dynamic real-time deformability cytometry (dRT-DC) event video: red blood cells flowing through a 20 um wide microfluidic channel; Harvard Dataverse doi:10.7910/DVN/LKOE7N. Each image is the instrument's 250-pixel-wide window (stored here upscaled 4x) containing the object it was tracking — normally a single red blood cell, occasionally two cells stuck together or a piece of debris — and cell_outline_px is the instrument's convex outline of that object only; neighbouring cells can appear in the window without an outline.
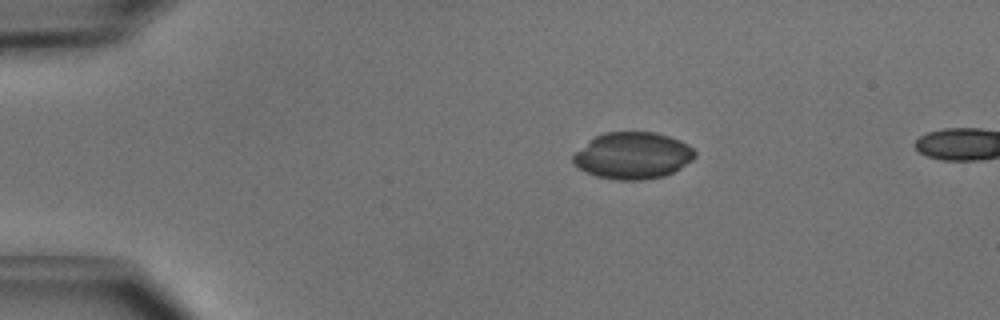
{"species": "common noctule bat (a hibernating species)", "species_latin": "Nyctalus noctula", "temperature_condition": "cold", "stored_images_in_passage": 3, "camera_frame_rate_fps": 3000, "um_per_image_px": 0.085, "animal": {"sex": "male", "body_mass_g": 15.6}, "frame": {"image": 1, "passage_image": 1, "time_ms": 0.0, "image_size_px": [1000, 320], "cell_outline_px": [[696, 156], [692, 160], [680, 168], [664, 176], [644, 180], [616, 180], [596, 176], [572, 164], [572, 156], [576, 152], [596, 136], [604, 132], [656, 132], [680, 140], [688, 144], [696, 152]], "centroid_in_image_um": [53.8, 13.23], "position_along_channel_um": 31.2, "area_um2": 33.06}}